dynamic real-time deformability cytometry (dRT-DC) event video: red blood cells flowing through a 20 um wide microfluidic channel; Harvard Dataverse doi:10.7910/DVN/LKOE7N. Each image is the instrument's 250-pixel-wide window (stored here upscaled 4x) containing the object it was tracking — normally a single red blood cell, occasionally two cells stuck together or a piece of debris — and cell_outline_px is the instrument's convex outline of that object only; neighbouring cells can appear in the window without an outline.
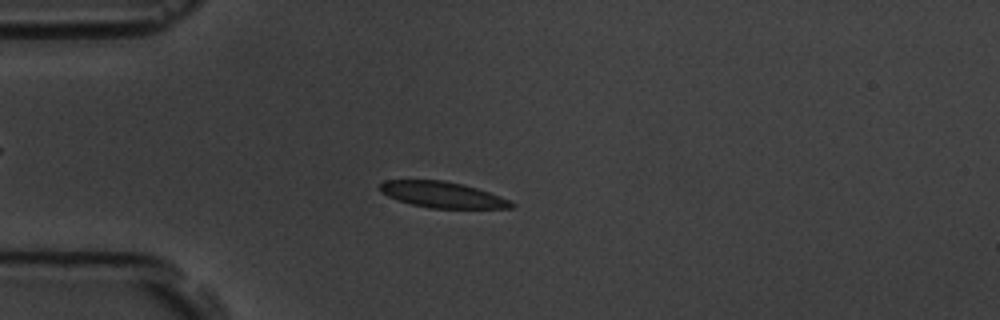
{"species": "common noctule bat (a hibernating species)", "species_latin": "Nyctalus noctula", "temperature_condition": "room temperature", "stored_images_in_passage": 2, "camera_frame_rate_fps": 3000, "um_per_image_px": 0.085, "animal": {"sex": "male", "body_mass_g": 19.5, "forearm_length_mm": 54.6}, "frame": {"image": 1, "passage_image": 2, "time_ms": 1.0, "image_size_px": [1000, 320], "cell_outline_px": [[516, 204], [512, 208], [428, 208], [412, 204], [388, 196], [380, 192], [380, 184], [384, 180], [444, 180], [464, 184], [500, 196]], "centroid_in_image_um": [37.6, 16.54], "position_along_channel_um": 47.4, "area_um2": 19.77}}